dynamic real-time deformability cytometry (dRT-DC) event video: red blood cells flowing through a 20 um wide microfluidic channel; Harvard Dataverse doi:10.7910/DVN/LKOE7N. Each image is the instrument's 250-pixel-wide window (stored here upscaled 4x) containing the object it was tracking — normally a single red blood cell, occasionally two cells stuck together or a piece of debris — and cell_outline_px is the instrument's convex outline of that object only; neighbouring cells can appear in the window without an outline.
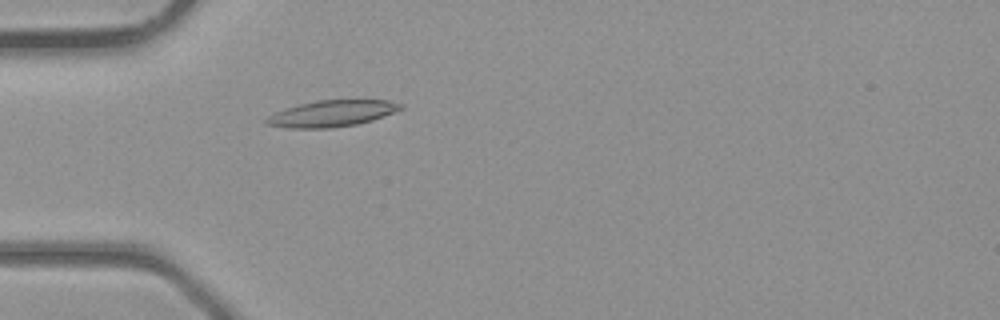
{"species": "common noctule bat (a hibernating species)", "species_latin": "Nyctalus noctula", "temperature_condition": "room temperature", "stored_images_in_passage": 27, "camera_frame_rate_fps": 3000, "um_per_image_px": 0.085, "animal": {"sex": "male", "body_mass_g": 23.1, "forearm_length_mm": 52.7}, "frame": {"image": 1, "passage_image": 3, "time_ms": 0.667, "image_size_px": [1000, 320], "cell_outline_px": [[404, 108], [372, 120], [356, 124], [328, 128], [288, 128], [268, 124], [264, 120], [268, 116], [276, 112], [300, 104], [316, 100], [388, 100], [404, 104]], "centroid_in_image_um": [28.24, 9.64], "position_along_channel_um": 56.8, "area_um2": 20.35}}
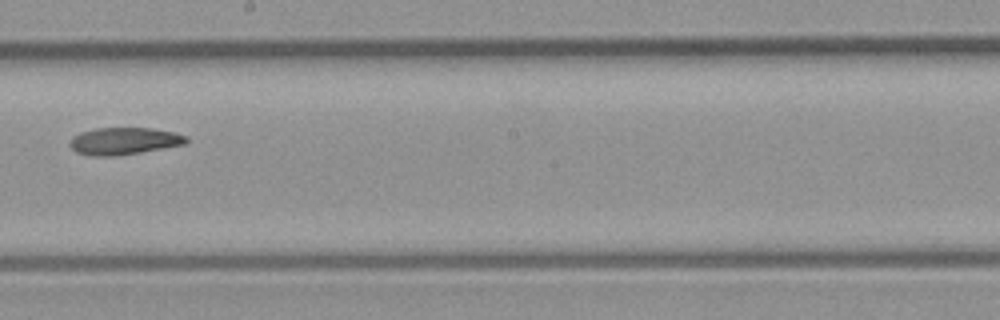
{"frame": {"image": 2, "passage_image": 14, "time_ms": 4.333, "image_size_px": [1000, 320], "cell_outline_px": [[188, 140], [184, 144], [140, 152], [112, 156], [92, 156], [76, 152], [68, 144], [72, 136], [80, 132], [96, 128], [152, 128], [172, 132], [188, 136]], "centroid_in_image_um": [10.5, 11.98], "position_along_channel_um": 237.7, "area_um2": 18.32}}
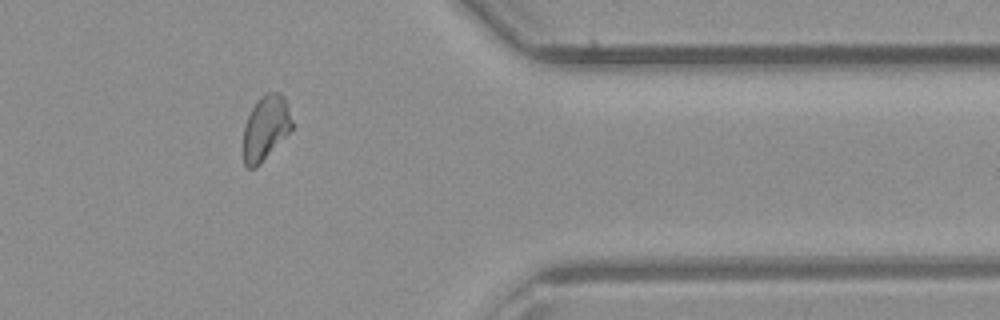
{"frame": {"image": 3, "passage_image": 24, "time_ms": 7.667, "image_size_px": [1000, 320], "cell_outline_px": [[292, 128], [260, 164], [256, 168], [248, 168], [244, 164], [244, 128], [248, 116], [256, 100], [264, 92], [280, 92], [284, 96], [292, 120]], "centroid_in_image_um": [22.57, 10.84], "position_along_channel_um": 388.8, "area_um2": 18.15}}